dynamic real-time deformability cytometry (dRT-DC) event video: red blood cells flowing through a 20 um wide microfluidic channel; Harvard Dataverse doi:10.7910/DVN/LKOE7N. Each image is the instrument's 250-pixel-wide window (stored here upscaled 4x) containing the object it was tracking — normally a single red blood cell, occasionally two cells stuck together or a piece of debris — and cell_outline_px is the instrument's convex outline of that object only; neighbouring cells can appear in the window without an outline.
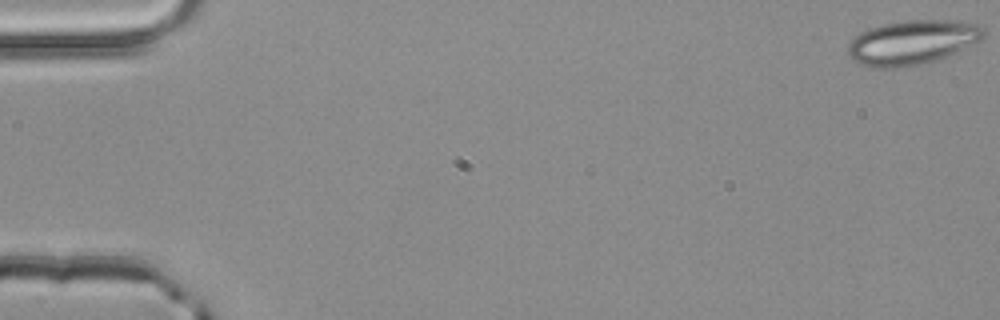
{"species": "common noctule bat (a hibernating species)", "species_latin": "Nyctalus noctula", "temperature_condition": "room temperature", "stored_images_in_passage": 17, "camera_frame_rate_fps": 3000, "um_per_image_px": 0.085, "animal": {"sex": "male", "body_mass_g": 20.4}, "frame": {"image": 1, "passage_image": 1, "time_ms": 0.0, "image_size_px": [1000, 320], "cell_outline_px": [[984, 40], [948, 56], [920, 64], [896, 68], [872, 68], [852, 60], [848, 56], [848, 44], [860, 32], [868, 28], [884, 24], [904, 20], [960, 20], [980, 24], [984, 28]], "centroid_in_image_um": [77.58, 3.59], "position_along_channel_um": 7.4, "area_um2": 35.55}}
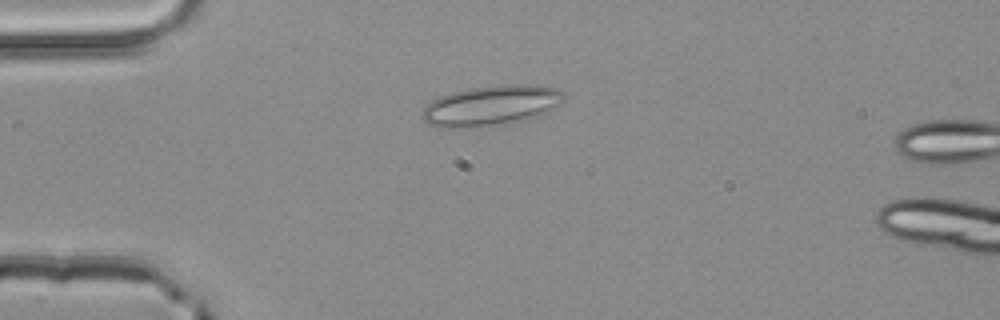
{"frame": {"image": 2, "passage_image": 14, "time_ms": 4.333, "image_size_px": [1000, 320], "cell_outline_px": [[564, 100], [560, 104], [548, 112], [512, 124], [476, 128], [436, 128], [428, 124], [420, 116], [424, 108], [432, 100], [440, 96], [452, 92], [468, 88], [500, 84], [532, 84], [556, 88], [564, 92]], "centroid_in_image_um": [41.74, 8.99], "position_along_channel_um": 43.3, "area_um2": 34.1}}